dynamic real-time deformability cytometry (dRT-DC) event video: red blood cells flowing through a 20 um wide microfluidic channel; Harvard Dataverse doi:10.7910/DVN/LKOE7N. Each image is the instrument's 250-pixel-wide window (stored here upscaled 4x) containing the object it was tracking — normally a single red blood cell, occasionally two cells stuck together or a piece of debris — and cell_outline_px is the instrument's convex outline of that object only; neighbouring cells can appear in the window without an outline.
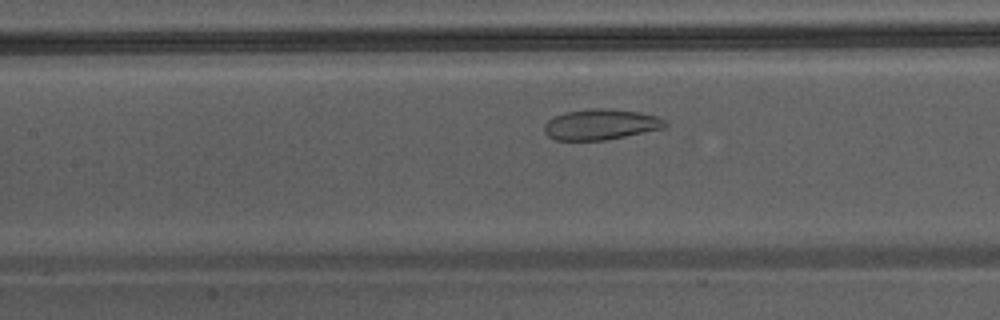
{"species": "Egyptian fruit bat (a non-hibernating species)", "species_latin": "Rousettus aegyptiacus", "temperature_condition": "warm", "stored_images_in_passage": 36, "camera_frame_rate_fps": 3000, "um_per_image_px": 0.085, "animal": {"sex": "male"}, "frame": {"image": 1, "passage_image": 12, "time_ms": 3.667, "image_size_px": [1000, 320], "cell_outline_px": [[668, 124], [664, 128], [604, 140], [556, 140], [548, 136], [544, 132], [544, 124], [548, 120], [564, 112], [592, 108], [604, 108], [640, 112], [656, 116], [668, 120]], "centroid_in_image_um": [51.07, 10.57], "position_along_channel_um": 156.3, "area_um2": 21.56}}
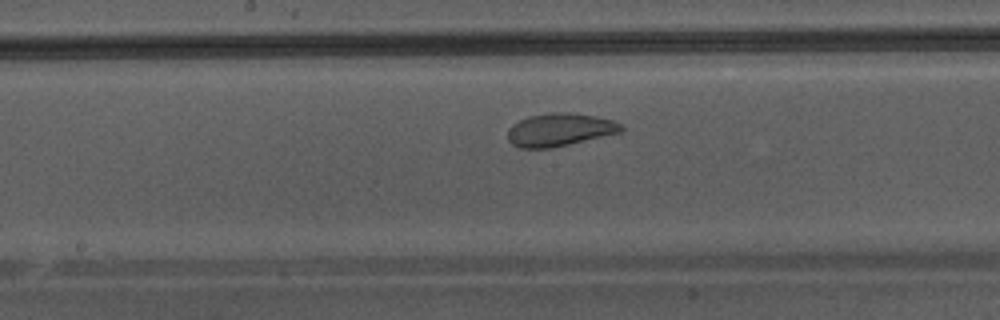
{"frame": {"image": 2, "passage_image": 15, "time_ms": 4.667, "image_size_px": [1000, 320], "cell_outline_px": [[624, 128], [620, 132], [552, 148], [520, 148], [512, 144], [508, 140], [508, 128], [512, 124], [528, 116], [552, 112], [572, 112], [596, 116], [612, 120], [620, 124]], "centroid_in_image_um": [47.54, 11.02], "position_along_channel_um": 200.7, "area_um2": 21.73}}
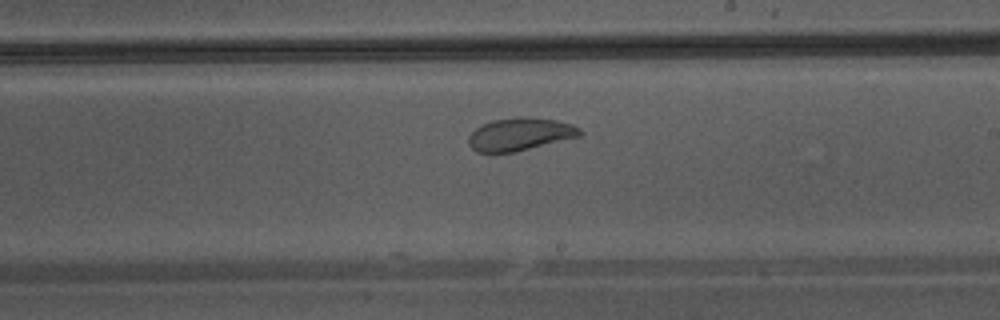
{"frame": {"image": 3, "passage_image": 18, "time_ms": 5.667, "image_size_px": [1000, 320], "cell_outline_px": [[584, 132], [580, 136], [512, 152], [476, 152], [468, 144], [468, 136], [476, 128], [492, 120], [516, 116], [528, 116], [556, 120], [572, 124], [580, 128]], "centroid_in_image_um": [44.2, 11.38], "position_along_channel_um": 244.8, "area_um2": 21.21}}